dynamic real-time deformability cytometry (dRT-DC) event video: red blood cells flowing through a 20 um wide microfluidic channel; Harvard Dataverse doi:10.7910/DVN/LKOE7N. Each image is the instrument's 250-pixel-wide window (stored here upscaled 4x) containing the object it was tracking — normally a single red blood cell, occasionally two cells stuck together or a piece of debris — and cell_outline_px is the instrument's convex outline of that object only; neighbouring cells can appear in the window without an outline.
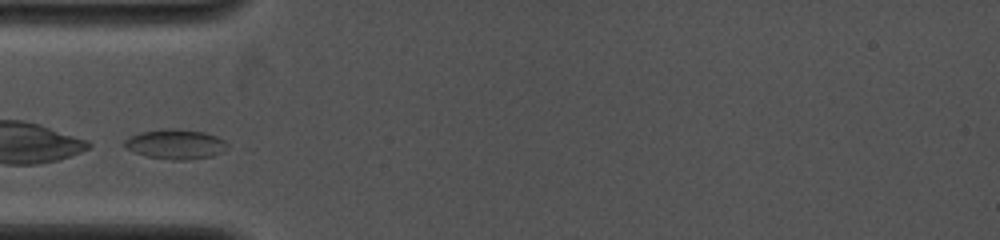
{"species": "common noctule bat (a hibernating species)", "species_latin": "Nyctalus noctula", "temperature_condition": "cold", "stored_images_in_passage": 34, "camera_frame_rate_fps": 4000, "um_per_image_px": 0.085, "animal": {"sex": "female", "body_mass_g": 19.0, "forearm_length_mm": 53.3}, "frame": {"image": 1, "passage_image": 1, "time_ms": 0.0, "image_size_px": [1000, 240], "cell_outline_px": [[228, 148], [224, 152], [212, 156], [184, 160], [172, 160], [148, 156], [124, 148], [124, 140], [128, 136], [140, 132], [164, 128], [180, 128], [204, 132], [216, 136], [224, 140], [228, 144]], "centroid_in_image_um": [14.93, 12.24], "position_along_channel_um": 70.1, "area_um2": 18.09}}